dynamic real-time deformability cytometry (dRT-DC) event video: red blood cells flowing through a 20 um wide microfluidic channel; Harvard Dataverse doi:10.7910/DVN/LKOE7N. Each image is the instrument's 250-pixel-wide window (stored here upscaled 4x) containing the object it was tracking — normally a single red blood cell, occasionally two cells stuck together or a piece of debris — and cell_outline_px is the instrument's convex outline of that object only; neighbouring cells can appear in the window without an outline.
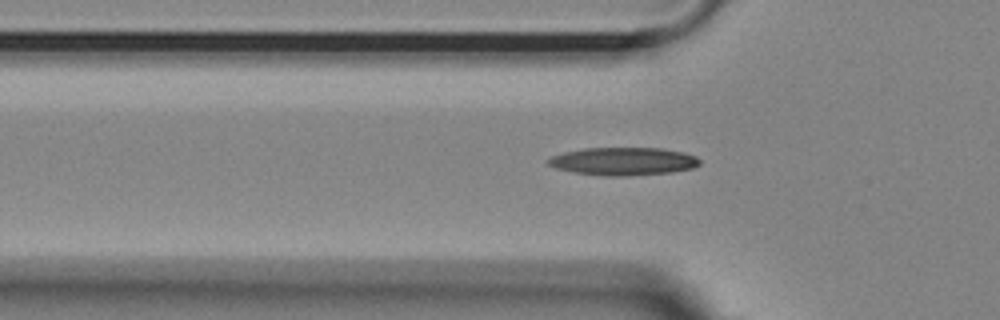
{"species": "Egyptian fruit bat (a non-hibernating species)", "species_latin": "Rousettus aegyptiacus", "temperature_condition": "room temperature", "stored_images_in_passage": 39, "camera_frame_rate_fps": 3000, "um_per_image_px": 0.085, "animal": {"sex": "female"}, "frame": {"image": 1, "passage_image": 5, "time_ms": 1.333, "image_size_px": [1000, 320], "cell_outline_px": [[700, 164], [692, 168], [672, 172], [624, 176], [604, 176], [572, 172], [556, 168], [548, 164], [544, 160], [552, 156], [564, 152], [584, 148], [660, 148], [684, 152], [696, 156], [700, 160]], "centroid_in_image_um": [52.96, 13.71], "position_along_channel_um": 72.8, "area_um2": 24.74}}
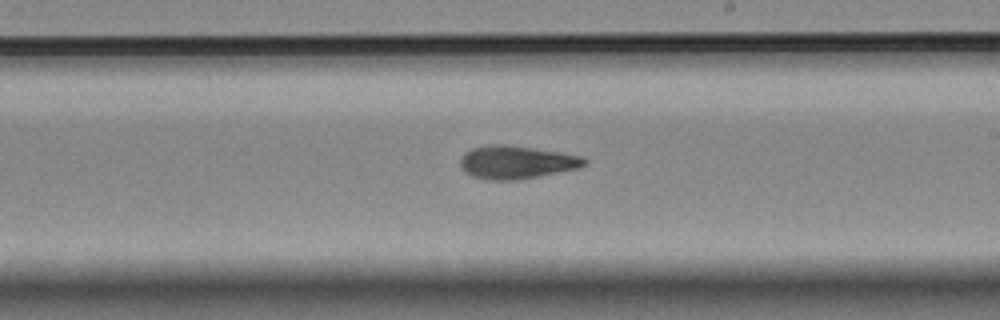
{"frame": {"image": 2, "passage_image": 19, "time_ms": 6.0, "image_size_px": [1000, 320], "cell_outline_px": [[588, 164], [580, 168], [516, 180], [492, 180], [472, 176], [464, 172], [460, 168], [460, 160], [464, 152], [472, 148], [488, 144], [504, 144], [560, 152], [584, 156], [588, 160]], "centroid_in_image_um": [43.9, 13.78], "position_along_channel_um": 245.1, "area_um2": 24.1}}
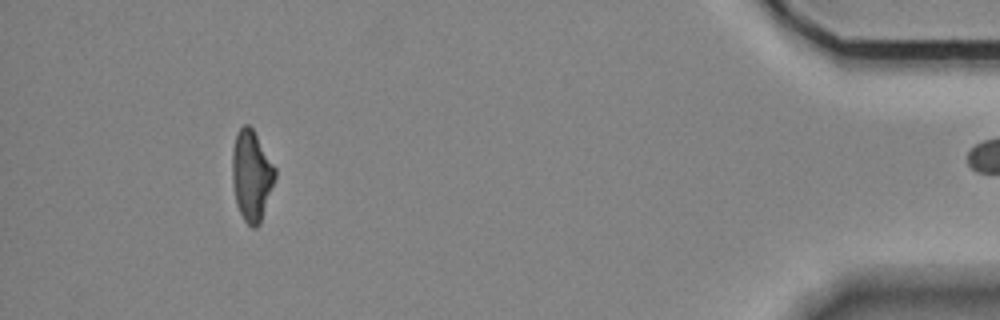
{"frame": {"image": 3, "passage_image": 38, "time_ms": 12.333, "image_size_px": [1000, 320], "cell_outline_px": [[276, 176], [260, 224], [256, 228], [252, 228], [244, 220], [236, 204], [232, 180], [232, 148], [236, 132], [244, 124], [248, 124], [252, 128], [276, 168]], "centroid_in_image_um": [21.37, 14.92], "position_along_channel_um": 413.8, "area_um2": 22.66}}